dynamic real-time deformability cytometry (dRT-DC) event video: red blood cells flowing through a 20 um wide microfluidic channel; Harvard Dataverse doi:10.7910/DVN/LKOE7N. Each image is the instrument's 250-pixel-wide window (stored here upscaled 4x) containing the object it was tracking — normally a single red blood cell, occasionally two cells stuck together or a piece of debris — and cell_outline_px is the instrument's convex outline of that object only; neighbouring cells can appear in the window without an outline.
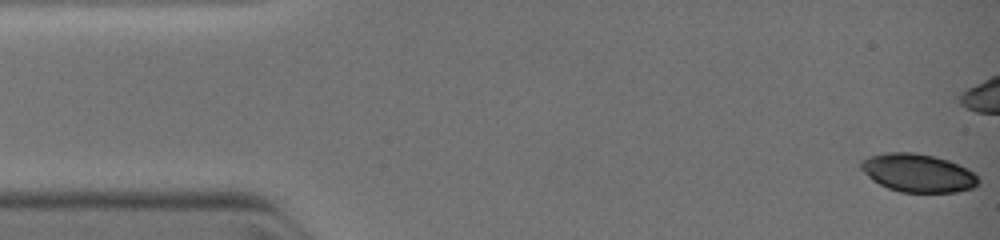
{"species": "common noctule bat (a hibernating species)", "species_latin": "Nyctalus noctula", "temperature_condition": "warm", "stored_images_in_passage": 12, "camera_frame_rate_fps": 3000, "um_per_image_px": 0.085, "animal": {"sex": "female", "body_mass_g": 19.0, "forearm_length_mm": 51.5}, "frame": {"image": 1, "passage_image": 1, "time_ms": 0.0, "image_size_px": [1000, 240], "cell_outline_px": [[980, 184], [972, 188], [956, 192], [900, 192], [888, 188], [872, 180], [860, 168], [860, 160], [868, 156], [884, 152], [916, 152], [936, 156], [948, 160], [968, 168], [980, 180]], "centroid_in_image_um": [78.01, 14.69], "position_along_channel_um": 7.0, "area_um2": 26.41}}